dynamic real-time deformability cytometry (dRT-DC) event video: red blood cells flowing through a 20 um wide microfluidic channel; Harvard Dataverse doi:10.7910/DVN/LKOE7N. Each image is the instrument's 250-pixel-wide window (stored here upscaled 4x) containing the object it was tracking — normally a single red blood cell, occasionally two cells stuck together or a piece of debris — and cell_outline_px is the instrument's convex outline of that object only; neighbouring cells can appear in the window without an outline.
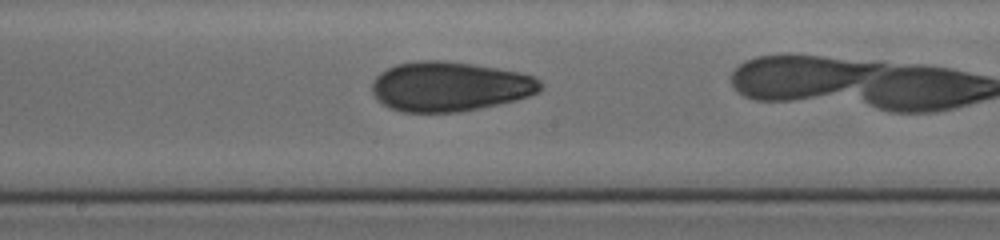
{"species": "human", "species_latin": "Homo sapiens", "temperature_condition": "cold", "stored_images_in_passage": 61, "camera_frame_rate_fps": 3000, "um_per_image_px": 0.085, "donor": {"sex": "female"}, "frame": {"image": 1, "passage_image": 39, "time_ms": 10.333, "image_size_px": [1000, 240], "cell_outline_px": [[544, 88], [540, 92], [516, 100], [480, 108], [460, 112], [404, 112], [388, 108], [372, 92], [372, 80], [380, 72], [396, 64], [420, 60], [444, 60], [472, 64], [520, 72], [536, 76], [544, 84]], "centroid_in_image_um": [38.26, 7.35], "position_along_channel_um": 209.9, "area_um2": 49.07}}
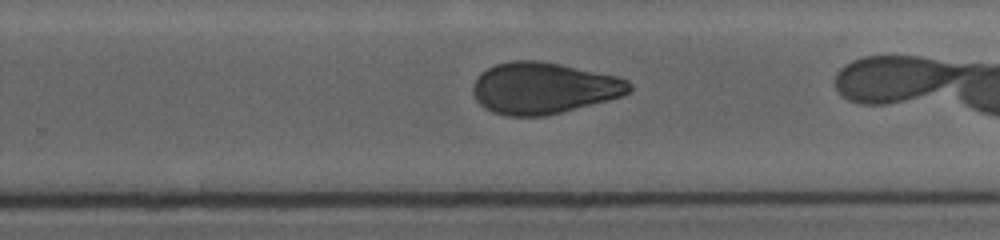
{"frame": {"image": 2, "passage_image": 48, "time_ms": 12.333, "image_size_px": [1000, 240], "cell_outline_px": [[632, 88], [628, 92], [620, 96], [560, 112], [544, 116], [508, 116], [492, 112], [480, 104], [476, 100], [472, 92], [472, 84], [476, 76], [480, 72], [496, 64], [512, 60], [536, 60], [560, 64], [616, 76], [628, 80], [632, 84]], "centroid_in_image_um": [46.14, 7.47], "position_along_channel_um": 283.7, "area_um2": 46.64}}
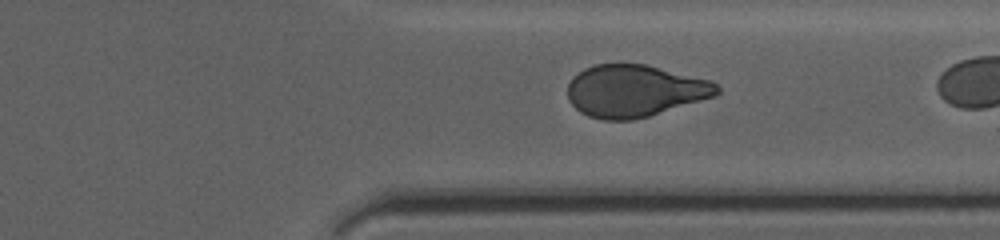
{"frame": {"image": 3, "passage_image": 58, "time_ms": 14.333, "image_size_px": [1000, 240], "cell_outline_px": [[720, 92], [716, 96], [648, 116], [632, 120], [604, 120], [588, 116], [580, 112], [568, 100], [568, 84], [572, 76], [584, 68], [596, 64], [644, 64], [712, 80], [720, 88]], "centroid_in_image_um": [53.94, 7.72], "position_along_channel_um": 357.5, "area_um2": 45.43}}